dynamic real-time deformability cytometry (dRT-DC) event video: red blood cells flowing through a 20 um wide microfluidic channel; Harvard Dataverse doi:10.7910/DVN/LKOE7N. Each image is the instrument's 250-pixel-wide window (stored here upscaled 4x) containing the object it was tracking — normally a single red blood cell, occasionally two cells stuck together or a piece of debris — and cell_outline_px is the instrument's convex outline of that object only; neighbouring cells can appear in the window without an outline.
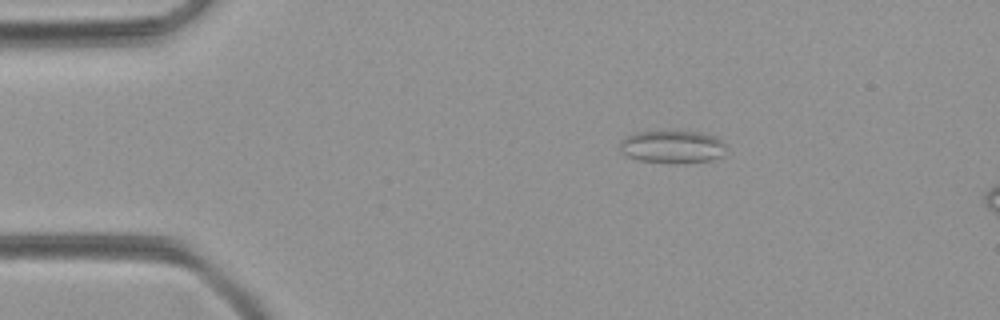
{"species": "common noctule bat (a hibernating species)", "species_latin": "Nyctalus noctula", "temperature_condition": "room temperature", "stored_images_in_passage": 13, "camera_frame_rate_fps": 3000, "um_per_image_px": 0.085, "animal": {"sex": "female", "body_mass_g": 21.9}, "frame": {"image": 1, "passage_image": 6, "time_ms": 1.667, "image_size_px": [1000, 320], "cell_outline_px": [[724, 148], [720, 156], [712, 160], [640, 160], [628, 156], [620, 148], [620, 140], [636, 132], [700, 132], [716, 136], [724, 144]], "centroid_in_image_um": [57.13, 12.42], "position_along_channel_um": 27.9, "area_um2": 18.9}}